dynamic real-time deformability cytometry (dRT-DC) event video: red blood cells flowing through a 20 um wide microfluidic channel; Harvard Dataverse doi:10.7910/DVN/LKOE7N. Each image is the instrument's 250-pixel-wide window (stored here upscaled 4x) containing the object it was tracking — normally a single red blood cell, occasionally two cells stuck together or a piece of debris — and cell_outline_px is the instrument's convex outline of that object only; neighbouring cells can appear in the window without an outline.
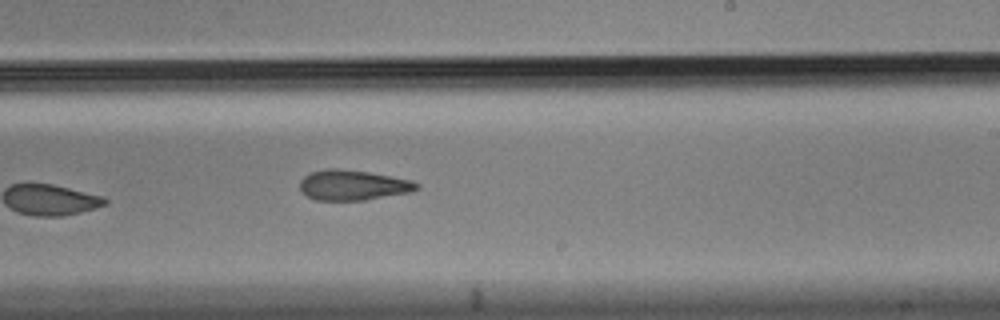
{"species": "Egyptian fruit bat (a non-hibernating species)", "species_latin": "Rousettus aegyptiacus", "temperature_condition": "cold", "stored_images_in_passage": 10, "camera_frame_rate_fps": 3000, "um_per_image_px": 0.085, "animal": {"sex": "male"}, "frame": {"image": 1, "passage_image": 10, "time_ms": 3.0, "image_size_px": [1000, 320], "cell_outline_px": [[420, 188], [412, 192], [364, 200], [316, 200], [308, 196], [300, 188], [300, 180], [304, 176], [312, 172], [328, 168], [336, 168], [368, 172], [412, 180], [420, 184]], "centroid_in_image_um": [30.04, 15.73], "position_along_channel_um": 259.0, "area_um2": 20.52}}